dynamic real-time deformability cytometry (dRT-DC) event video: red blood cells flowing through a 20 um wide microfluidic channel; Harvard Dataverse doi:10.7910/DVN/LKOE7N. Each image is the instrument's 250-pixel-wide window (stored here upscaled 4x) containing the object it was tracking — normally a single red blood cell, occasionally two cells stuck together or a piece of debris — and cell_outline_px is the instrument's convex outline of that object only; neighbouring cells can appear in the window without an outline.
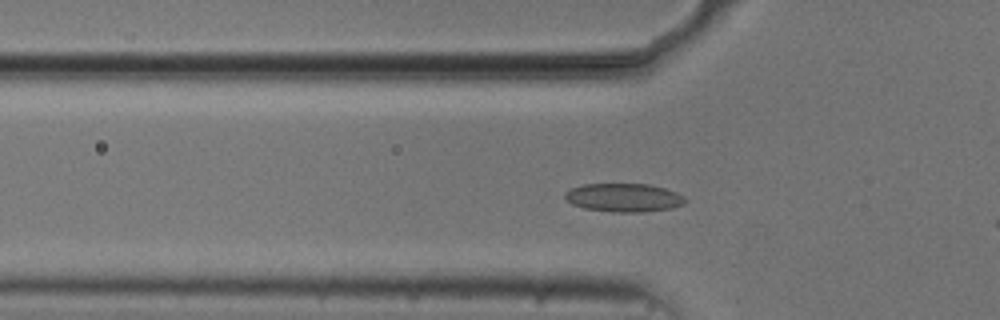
{"species": "common noctule bat (a hibernating species)", "species_latin": "Nyctalus noctula", "temperature_condition": "cold", "stored_images_in_passage": 42, "camera_frame_rate_fps": 3000, "um_per_image_px": 0.085, "animal": {"sex": "male", "body_mass_g": 20.5, "forearm_length_mm": 52.5}, "frame": {"image": 1, "passage_image": 15, "time_ms": 4.667, "image_size_px": [1000, 320], "cell_outline_px": [[688, 200], [684, 204], [672, 208], [644, 212], [612, 212], [584, 208], [572, 204], [564, 196], [564, 192], [572, 188], [584, 184], [648, 184], [664, 188], [676, 192], [684, 196]], "centroid_in_image_um": [53.05, 16.8], "position_along_channel_um": 72.8, "area_um2": 20.0}}
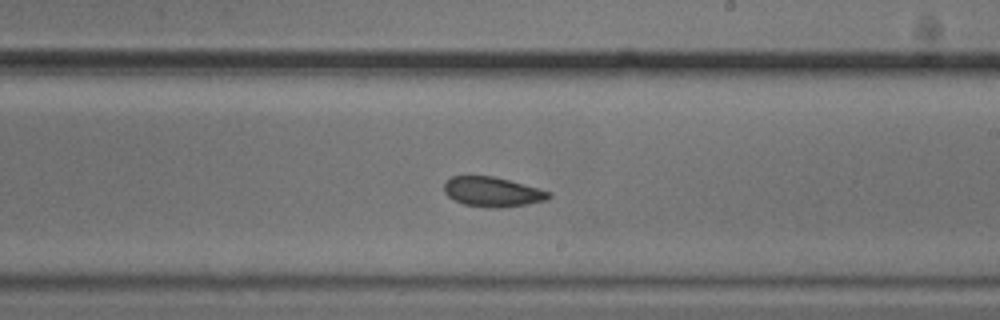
{"frame": {"image": 2, "passage_image": 29, "time_ms": 9.333, "image_size_px": [1000, 320], "cell_outline_px": [[552, 196], [548, 200], [504, 208], [488, 208], [464, 204], [448, 196], [444, 192], [444, 180], [452, 176], [492, 176], [540, 188], [552, 192]], "centroid_in_image_um": [41.88, 16.31], "position_along_channel_um": 247.1, "area_um2": 18.32}}
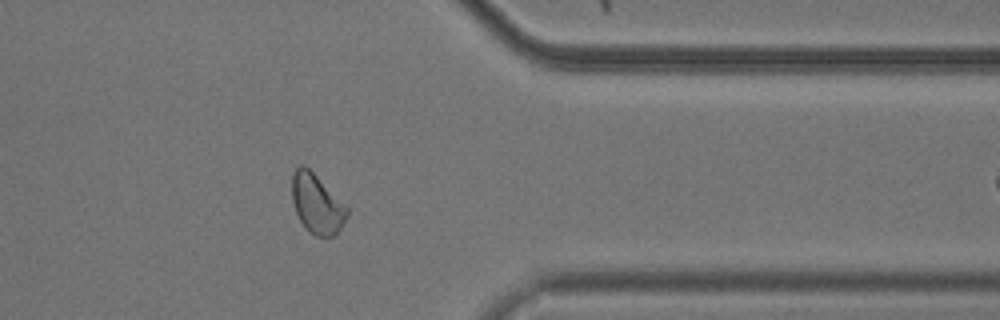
{"frame": {"image": 3, "passage_image": 41, "time_ms": 13.333, "image_size_px": [1000, 320], "cell_outline_px": [[348, 216], [340, 228], [332, 236], [316, 236], [308, 232], [300, 220], [296, 212], [292, 200], [292, 172], [300, 164], [304, 164], [348, 208]], "centroid_in_image_um": [26.9, 17.32], "position_along_channel_um": 384.5, "area_um2": 18.73}}